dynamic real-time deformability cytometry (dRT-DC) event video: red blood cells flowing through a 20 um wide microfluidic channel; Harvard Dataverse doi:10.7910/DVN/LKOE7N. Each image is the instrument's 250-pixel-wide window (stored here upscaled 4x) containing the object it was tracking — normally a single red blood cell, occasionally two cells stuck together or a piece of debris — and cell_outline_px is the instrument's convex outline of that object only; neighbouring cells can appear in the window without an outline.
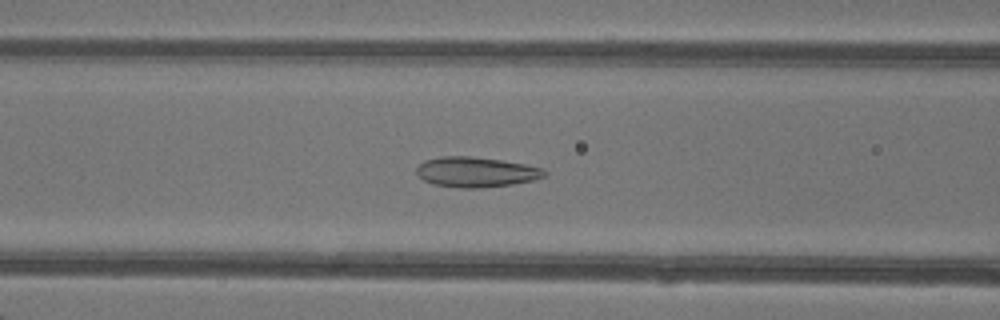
{"species": "common noctule bat (a hibernating species)", "species_latin": "Nyctalus noctula", "temperature_condition": "warm", "stored_images_in_passage": 46, "camera_frame_rate_fps": 3000, "um_per_image_px": 0.085, "animal": {"sex": "female"}, "frame": {"image": 1, "passage_image": 18, "time_ms": 5.667, "image_size_px": [1000, 320], "cell_outline_px": [[548, 172], [544, 176], [536, 180], [512, 184], [476, 188], [460, 188], [432, 184], [424, 180], [416, 172], [416, 168], [424, 160], [440, 156], [472, 156], [500, 160], [524, 164], [544, 168]], "centroid_in_image_um": [40.47, 14.62], "position_along_channel_um": 126.1, "area_um2": 22.54}}
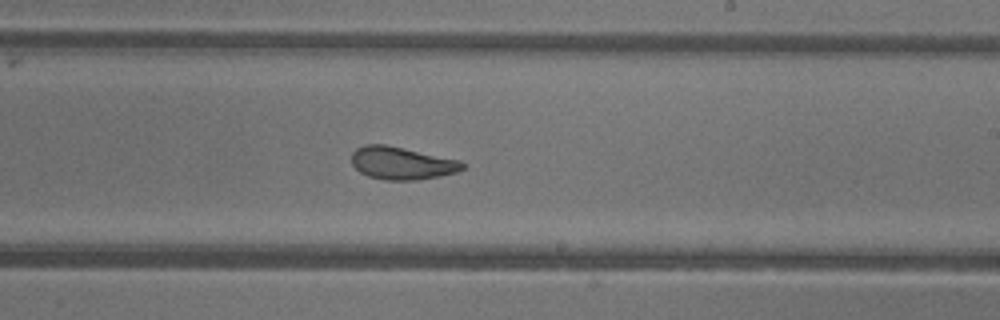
{"frame": {"image": 2, "passage_image": 27, "time_ms": 8.667, "image_size_px": [1000, 320], "cell_outline_px": [[464, 168], [456, 172], [440, 176], [416, 180], [384, 180], [368, 176], [360, 172], [352, 164], [352, 152], [356, 148], [364, 144], [384, 144], [404, 148], [460, 160], [464, 164]], "centroid_in_image_um": [34.13, 13.86], "position_along_channel_um": 254.9, "area_um2": 21.1}}
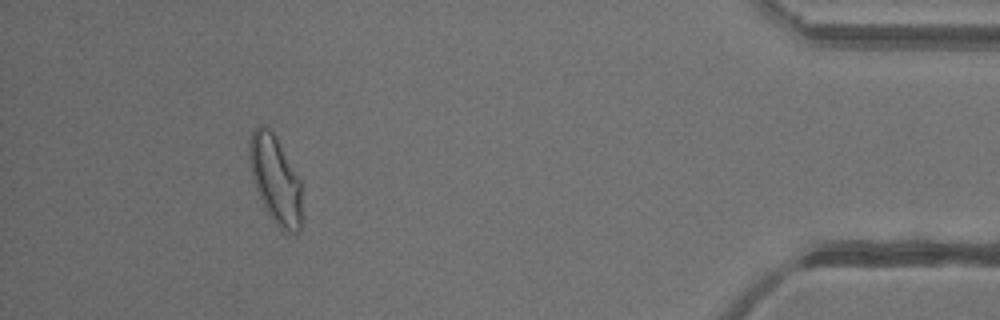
{"frame": {"image": 3, "passage_image": 42, "time_ms": 13.667, "image_size_px": [1000, 320], "cell_outline_px": [[300, 232], [284, 232], [272, 220], [256, 188], [252, 176], [248, 160], [248, 144], [252, 132], [256, 124], [260, 124], [268, 128], [276, 136], [300, 180]], "centroid_in_image_um": [23.37, 15.21], "position_along_channel_um": 411.8, "area_um2": 26.53}, "authors_computed_cell_mechanics": {"area_um2": 23.987, "velocity_mm_per_s": 4.2942, "shape_relaxation_time_tau1_ms": 8.3207, "shape_relaxation_time_tau2_ms": 1.4541, "deformation_change_tau1": 0.2006, "deformation_change_tau2": 0.0774}}